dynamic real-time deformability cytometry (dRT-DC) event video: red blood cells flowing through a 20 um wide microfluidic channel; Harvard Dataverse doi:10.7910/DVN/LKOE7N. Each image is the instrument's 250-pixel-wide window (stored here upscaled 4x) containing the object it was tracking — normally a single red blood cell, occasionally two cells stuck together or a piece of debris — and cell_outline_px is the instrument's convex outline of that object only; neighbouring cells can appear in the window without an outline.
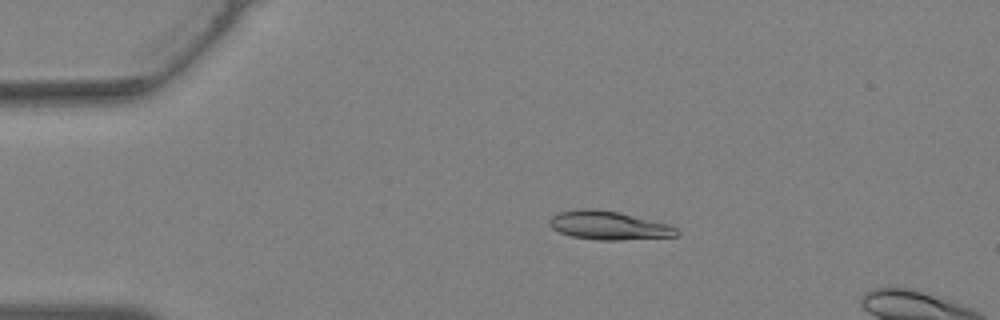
{"species": "Egyptian fruit bat (a non-hibernating species)", "species_latin": "Rousettus aegyptiacus", "temperature_condition": "warm", "stored_images_in_passage": 11, "camera_frame_rate_fps": 3000, "um_per_image_px": 0.085, "animal": {"sex": "female"}, "frame": {"image": 1, "passage_image": 7, "time_ms": 2.0, "image_size_px": [1000, 320], "cell_outline_px": [[680, 232], [676, 236], [620, 240], [596, 240], [572, 236], [560, 232], [552, 228], [548, 224], [548, 220], [552, 216], [560, 212], [580, 208], [596, 208], [620, 212], [672, 224]], "centroid_in_image_um": [51.76, 19.15], "position_along_channel_um": 33.2, "area_um2": 21.5}}